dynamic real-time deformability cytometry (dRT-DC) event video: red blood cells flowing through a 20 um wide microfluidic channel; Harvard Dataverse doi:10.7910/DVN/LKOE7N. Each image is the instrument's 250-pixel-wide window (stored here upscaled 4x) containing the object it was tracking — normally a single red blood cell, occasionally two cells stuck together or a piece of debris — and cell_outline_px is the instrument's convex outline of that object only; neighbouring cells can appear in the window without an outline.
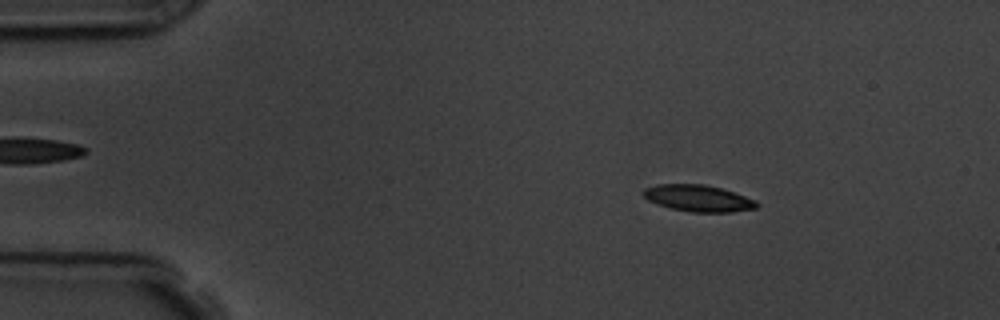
{"species": "common noctule bat (a hibernating species)", "species_latin": "Nyctalus noctula", "temperature_condition": "room temperature", "stored_images_in_passage": 56, "camera_frame_rate_fps": 3000, "um_per_image_px": 0.085, "animal": {"sex": "male", "body_mass_g": 19.5, "forearm_length_mm": 54.6}, "frame": {"image": 1, "passage_image": 8, "time_ms": 2.333, "image_size_px": [1000, 320], "cell_outline_px": [[760, 204], [756, 208], [732, 212], [692, 212], [672, 208], [656, 204], [648, 200], [644, 196], [644, 188], [656, 184], [704, 184], [720, 188], [756, 200]], "centroid_in_image_um": [59.35, 16.85], "position_along_channel_um": 25.7, "area_um2": 17.46}}
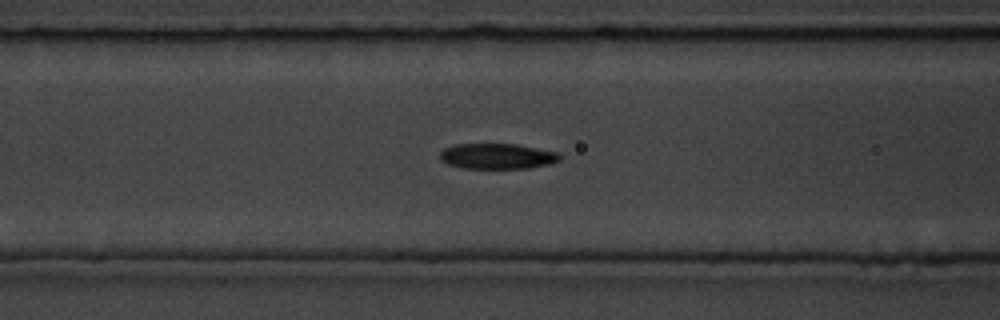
{"frame": {"image": 2, "passage_image": 22, "time_ms": 7.0, "image_size_px": [1000, 320], "cell_outline_px": [[560, 160], [548, 164], [528, 168], [464, 168], [448, 164], [440, 156], [440, 152], [444, 148], [456, 144], [516, 144], [560, 152]], "centroid_in_image_um": [42.3, 13.27], "position_along_channel_um": 124.3, "area_um2": 17.69}}
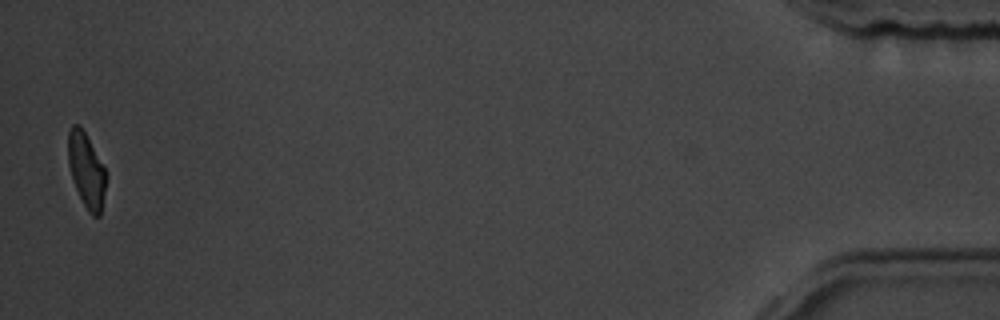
{"frame": {"image": 3, "passage_image": 55, "time_ms": 18.0, "image_size_px": [1000, 320], "cell_outline_px": [[108, 176], [100, 216], [92, 216], [88, 212], [76, 188], [68, 164], [68, 132], [72, 124], [80, 124], [104, 168]], "centroid_in_image_um": [7.35, 14.48], "position_along_channel_um": 427.9, "area_um2": 16.36}, "authors_computed_cell_mechanics": {"area_um2": 17.7446, "velocity_mm_per_s": 3.6074, "shape_relaxation_time_tau1_ms": 2.7878, "shape_relaxation_time_tau2_ms": 3.0072, "deformation_change_tau1": 0.1283, "deformation_change_tau2": 0.0812}}